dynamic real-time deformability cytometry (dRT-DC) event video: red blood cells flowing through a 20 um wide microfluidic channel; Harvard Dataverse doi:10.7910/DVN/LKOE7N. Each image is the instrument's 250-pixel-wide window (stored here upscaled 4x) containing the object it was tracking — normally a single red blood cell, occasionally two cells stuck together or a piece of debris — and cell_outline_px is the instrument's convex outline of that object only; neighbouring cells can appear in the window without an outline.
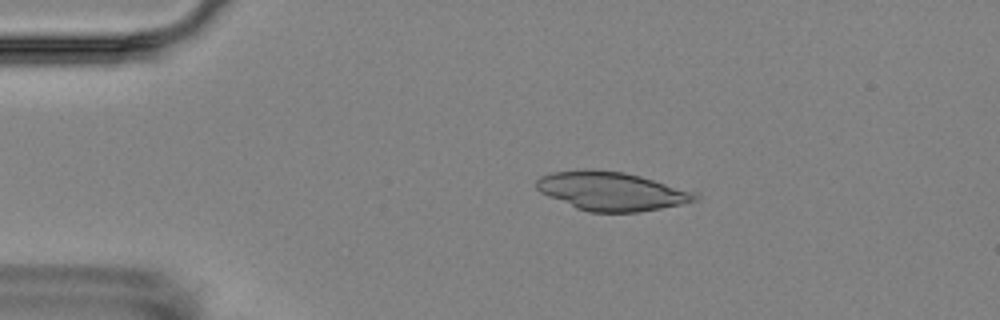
{"species": "Egyptian fruit bat (a non-hibernating species)", "species_latin": "Rousettus aegyptiacus", "temperature_condition": "room temperature", "stored_images_in_passage": 5, "camera_frame_rate_fps": 3000, "um_per_image_px": 0.085, "animal": {"sex": "female"}, "frame": {"image": 1, "passage_image": 3, "time_ms": 2.333, "image_size_px": [1000, 320], "cell_outline_px": [[700, 196], [696, 200], [680, 204], [640, 212], [588, 212], [576, 208], [548, 196], [540, 192], [536, 188], [536, 180], [540, 176], [552, 172], [592, 168], [624, 172], [640, 176], [696, 192]], "centroid_in_image_um": [51.94, 16.24], "position_along_channel_um": 33.1, "area_um2": 35.78}}